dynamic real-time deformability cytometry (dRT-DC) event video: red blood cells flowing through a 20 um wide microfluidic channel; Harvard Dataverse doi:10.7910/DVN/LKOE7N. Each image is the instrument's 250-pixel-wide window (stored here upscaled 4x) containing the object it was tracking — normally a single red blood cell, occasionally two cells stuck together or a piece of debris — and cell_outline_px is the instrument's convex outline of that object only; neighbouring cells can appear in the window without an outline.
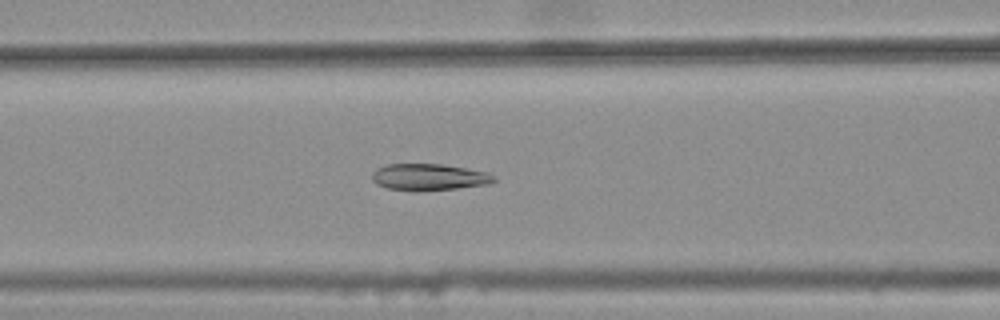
{"species": "common noctule bat (a hibernating species)", "species_latin": "Nyctalus noctula", "temperature_condition": "warm", "stored_images_in_passage": 40, "camera_frame_rate_fps": 3000, "um_per_image_px": 0.085, "animal": {"sex": "female", "body_mass_g": 25.1}, "frame": {"image": 1, "passage_image": 16, "time_ms": 5.0, "image_size_px": [1000, 320], "cell_outline_px": [[496, 180], [488, 184], [456, 188], [416, 192], [388, 188], [376, 184], [372, 180], [372, 172], [376, 168], [384, 164], [440, 164], [488, 172], [496, 176]], "centroid_in_image_um": [36.43, 15.06], "position_along_channel_um": 130.2, "area_um2": 19.07}}
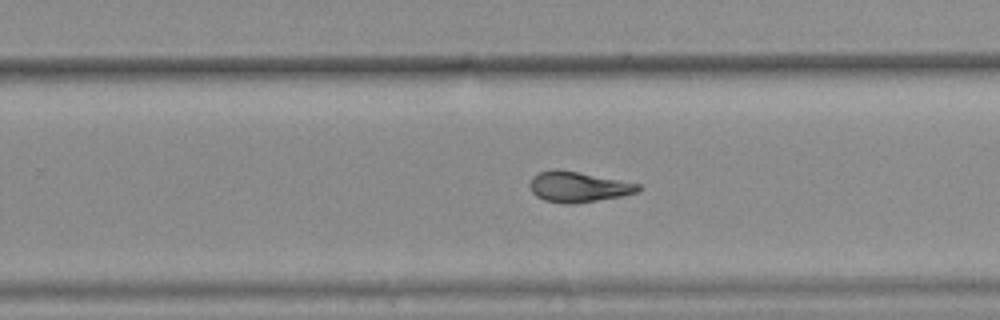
{"frame": {"image": 2, "passage_image": 28, "time_ms": 9.0, "image_size_px": [1000, 320], "cell_outline_px": [[640, 188], [636, 192], [620, 196], [572, 204], [564, 204], [544, 200], [536, 196], [532, 192], [528, 184], [532, 176], [540, 172], [552, 168], [556, 168], [640, 184]], "centroid_in_image_um": [49.06, 15.88], "position_along_channel_um": 280.7, "area_um2": 19.07}}
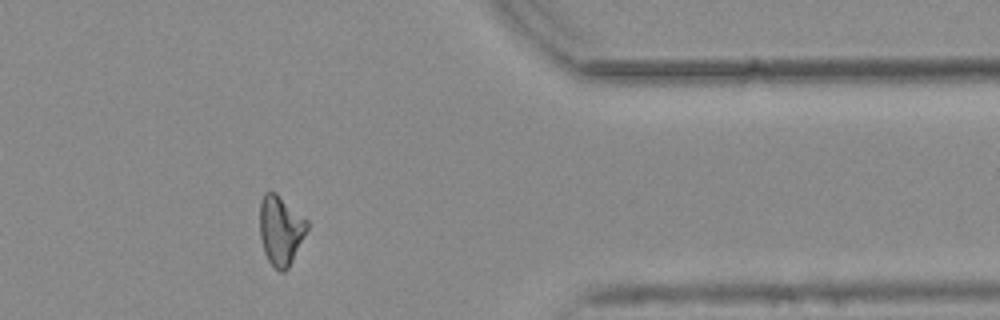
{"frame": {"image": 3, "passage_image": 38, "time_ms": 12.333, "image_size_px": [1000, 320], "cell_outline_px": [[308, 228], [288, 268], [284, 272], [280, 272], [268, 260], [264, 252], [260, 236], [260, 200], [264, 192], [276, 192], [308, 220]], "centroid_in_image_um": [23.84, 19.54], "position_along_channel_um": 387.6, "area_um2": 19.07}, "authors_computed_cell_mechanics": {"area_um2": 19.1318, "velocity_mm_per_s": 3.774, "shape_relaxation_time_tau1_ms": null, "shape_relaxation_time_tau2_ms": 3.5116, "deformation_change_tau1": null, "deformation_change_tau2": 0.0624}}